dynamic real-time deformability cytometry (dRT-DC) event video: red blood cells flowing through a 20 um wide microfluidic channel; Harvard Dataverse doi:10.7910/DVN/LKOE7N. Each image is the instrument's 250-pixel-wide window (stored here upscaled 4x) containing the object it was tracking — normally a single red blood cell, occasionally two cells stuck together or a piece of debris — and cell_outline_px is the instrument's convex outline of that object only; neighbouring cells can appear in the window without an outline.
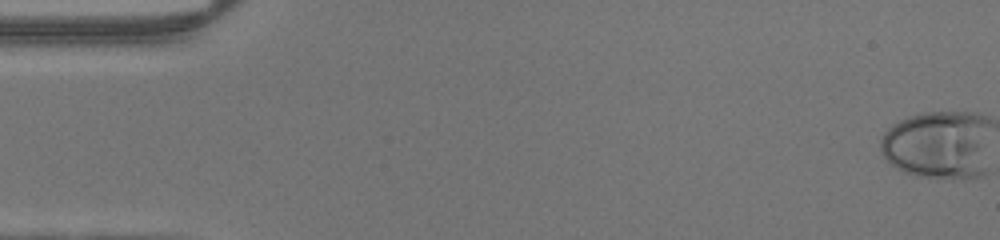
{"species": "human", "species_latin": "Homo sapiens", "temperature_condition": "warm", "stored_images_in_passage": 49, "camera_frame_rate_fps": 3000, "um_per_image_px": 0.085, "donor": {"sex": "male"}, "frame": {"image": 1, "passage_image": 1, "time_ms": 0.0, "image_size_px": [1000, 240], "cell_outline_px": [[968, 116], [956, 168], [952, 172], [920, 172], [908, 168], [892, 160], [884, 152], [884, 136], [892, 128], [916, 116]], "centroid_in_image_um": [78.79, 12.16], "position_along_channel_um": 6.2, "area_um2": 27.34}}
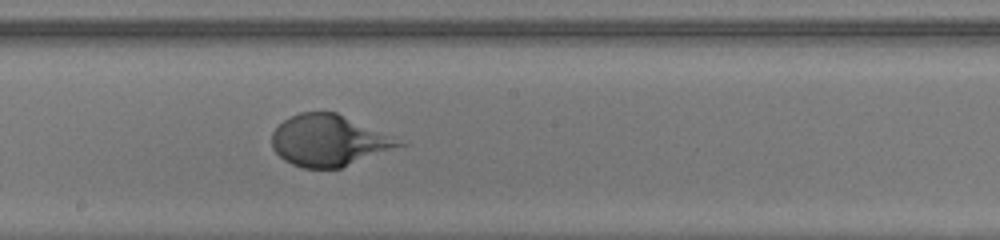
{"frame": {"image": 2, "passage_image": 27, "time_ms": 8.667, "image_size_px": [1000, 240], "cell_outline_px": [[396, 144], [340, 168], [308, 168], [296, 164], [280, 156], [276, 152], [272, 144], [272, 136], [276, 128], [284, 120], [292, 116], [304, 112], [336, 112]], "centroid_in_image_um": [27.65, 11.94], "position_along_channel_um": 220.5, "area_um2": 34.51}}
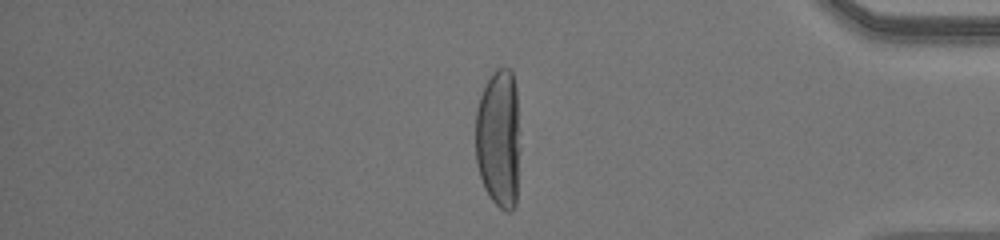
{"frame": {"image": 3, "passage_image": 41, "time_ms": 13.333, "image_size_px": [1000, 240], "cell_outline_px": [[516, 200], [512, 208], [500, 208], [492, 200], [480, 176], [476, 160], [476, 116], [480, 100], [484, 88], [488, 80], [500, 68], [508, 68], [512, 72], [516, 92]], "centroid_in_image_um": [42.33, 11.75], "position_along_channel_um": 392.9, "area_um2": 33.87}}